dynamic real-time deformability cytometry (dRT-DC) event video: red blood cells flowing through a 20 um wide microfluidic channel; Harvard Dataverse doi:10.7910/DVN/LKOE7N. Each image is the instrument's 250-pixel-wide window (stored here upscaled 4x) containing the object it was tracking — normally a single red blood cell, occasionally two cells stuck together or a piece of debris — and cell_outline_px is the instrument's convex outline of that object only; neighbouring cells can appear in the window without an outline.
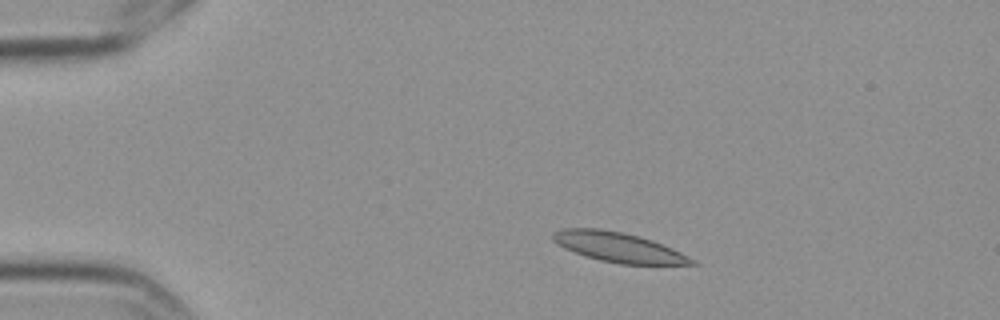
{"species": "Egyptian fruit bat (a non-hibernating species)", "species_latin": "Rousettus aegyptiacus", "temperature_condition": "cold", "stored_images_in_passage": 4, "camera_frame_rate_fps": 3000, "um_per_image_px": 0.085, "frame": {"image": 1, "passage_image": 1, "time_ms": 0.0, "image_size_px": [1000, 320], "cell_outline_px": [[700, 264], [620, 264], [600, 260], [584, 256], [564, 248], [552, 240], [552, 232], [564, 228], [600, 228], [640, 236], [652, 240], [672, 248], [696, 260]], "centroid_in_image_um": [52.55, 21.01], "position_along_channel_um": 32.5, "area_um2": 24.04}}
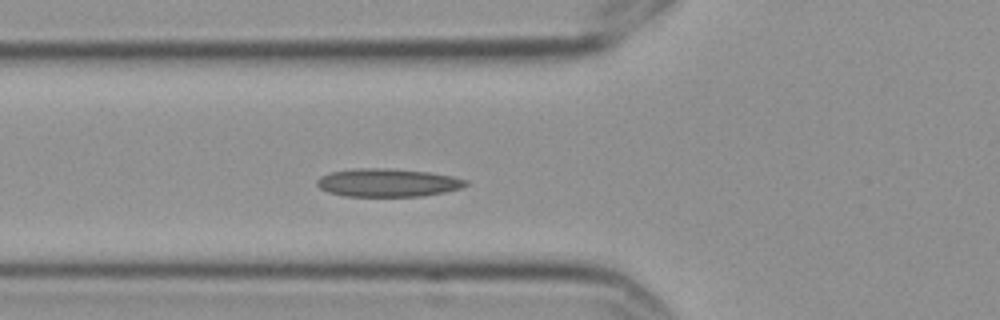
{"frame": {"image": 2, "passage_image": 4, "time_ms": 1.0, "image_size_px": [1000, 320], "cell_outline_px": [[468, 184], [460, 188], [444, 192], [424, 196], [344, 196], [328, 192], [320, 188], [316, 184], [316, 180], [320, 176], [328, 172], [356, 168], [388, 168], [428, 172], [452, 176], [468, 180]], "centroid_in_image_um": [32.92, 15.52], "position_along_channel_um": 92.9, "area_um2": 24.51}}